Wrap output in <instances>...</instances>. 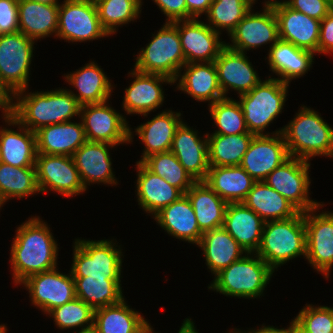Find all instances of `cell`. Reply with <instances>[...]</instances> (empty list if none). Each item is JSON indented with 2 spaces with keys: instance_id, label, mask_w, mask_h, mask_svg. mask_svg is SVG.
I'll return each instance as SVG.
<instances>
[{
  "instance_id": "cell-47",
  "label": "cell",
  "mask_w": 333,
  "mask_h": 333,
  "mask_svg": "<svg viewBox=\"0 0 333 333\" xmlns=\"http://www.w3.org/2000/svg\"><path fill=\"white\" fill-rule=\"evenodd\" d=\"M300 333H333V307L305 304L293 318Z\"/></svg>"
},
{
  "instance_id": "cell-28",
  "label": "cell",
  "mask_w": 333,
  "mask_h": 333,
  "mask_svg": "<svg viewBox=\"0 0 333 333\" xmlns=\"http://www.w3.org/2000/svg\"><path fill=\"white\" fill-rule=\"evenodd\" d=\"M135 194L140 208L153 217L162 208L175 202L184 193L170 185L164 178L149 171L141 162H136Z\"/></svg>"
},
{
  "instance_id": "cell-34",
  "label": "cell",
  "mask_w": 333,
  "mask_h": 333,
  "mask_svg": "<svg viewBox=\"0 0 333 333\" xmlns=\"http://www.w3.org/2000/svg\"><path fill=\"white\" fill-rule=\"evenodd\" d=\"M19 32L34 41L54 35L58 29L59 5L18 0Z\"/></svg>"
},
{
  "instance_id": "cell-50",
  "label": "cell",
  "mask_w": 333,
  "mask_h": 333,
  "mask_svg": "<svg viewBox=\"0 0 333 333\" xmlns=\"http://www.w3.org/2000/svg\"><path fill=\"white\" fill-rule=\"evenodd\" d=\"M166 16L165 22L188 20L186 0H152Z\"/></svg>"
},
{
  "instance_id": "cell-15",
  "label": "cell",
  "mask_w": 333,
  "mask_h": 333,
  "mask_svg": "<svg viewBox=\"0 0 333 333\" xmlns=\"http://www.w3.org/2000/svg\"><path fill=\"white\" fill-rule=\"evenodd\" d=\"M261 10L255 12L252 8L237 24L228 35L231 43L226 42V46L229 49L247 54V51L267 44L269 50L279 40L278 21L273 7L263 6Z\"/></svg>"
},
{
  "instance_id": "cell-52",
  "label": "cell",
  "mask_w": 333,
  "mask_h": 333,
  "mask_svg": "<svg viewBox=\"0 0 333 333\" xmlns=\"http://www.w3.org/2000/svg\"><path fill=\"white\" fill-rule=\"evenodd\" d=\"M15 94L8 88V86L0 78V111L1 118L11 116L14 110Z\"/></svg>"
},
{
  "instance_id": "cell-63",
  "label": "cell",
  "mask_w": 333,
  "mask_h": 333,
  "mask_svg": "<svg viewBox=\"0 0 333 333\" xmlns=\"http://www.w3.org/2000/svg\"><path fill=\"white\" fill-rule=\"evenodd\" d=\"M3 206H4L3 203L0 201V210Z\"/></svg>"
},
{
  "instance_id": "cell-62",
  "label": "cell",
  "mask_w": 333,
  "mask_h": 333,
  "mask_svg": "<svg viewBox=\"0 0 333 333\" xmlns=\"http://www.w3.org/2000/svg\"><path fill=\"white\" fill-rule=\"evenodd\" d=\"M247 2H249L253 7L256 4V0H246Z\"/></svg>"
},
{
  "instance_id": "cell-54",
  "label": "cell",
  "mask_w": 333,
  "mask_h": 333,
  "mask_svg": "<svg viewBox=\"0 0 333 333\" xmlns=\"http://www.w3.org/2000/svg\"><path fill=\"white\" fill-rule=\"evenodd\" d=\"M297 326L294 322V320L292 319L291 322L289 323V326L285 327V328H278L275 326H270V325H265L262 324L261 327H257L256 328H250L249 330H244V333H296L297 331Z\"/></svg>"
},
{
  "instance_id": "cell-20",
  "label": "cell",
  "mask_w": 333,
  "mask_h": 333,
  "mask_svg": "<svg viewBox=\"0 0 333 333\" xmlns=\"http://www.w3.org/2000/svg\"><path fill=\"white\" fill-rule=\"evenodd\" d=\"M116 145L86 141L73 154L81 182L86 190L93 184L113 186L119 184L113 171L110 148Z\"/></svg>"
},
{
  "instance_id": "cell-16",
  "label": "cell",
  "mask_w": 333,
  "mask_h": 333,
  "mask_svg": "<svg viewBox=\"0 0 333 333\" xmlns=\"http://www.w3.org/2000/svg\"><path fill=\"white\" fill-rule=\"evenodd\" d=\"M20 285L28 291L31 304L46 313V316L52 309L76 297L75 282L70 270L65 274L58 267L32 275Z\"/></svg>"
},
{
  "instance_id": "cell-27",
  "label": "cell",
  "mask_w": 333,
  "mask_h": 333,
  "mask_svg": "<svg viewBox=\"0 0 333 333\" xmlns=\"http://www.w3.org/2000/svg\"><path fill=\"white\" fill-rule=\"evenodd\" d=\"M64 80L71 86L69 88L76 90L75 93L74 90L67 89L81 106L110 100L114 93L115 85L112 84V80L94 60L88 61L76 71L64 74Z\"/></svg>"
},
{
  "instance_id": "cell-45",
  "label": "cell",
  "mask_w": 333,
  "mask_h": 333,
  "mask_svg": "<svg viewBox=\"0 0 333 333\" xmlns=\"http://www.w3.org/2000/svg\"><path fill=\"white\" fill-rule=\"evenodd\" d=\"M215 128L211 134L235 135L248 133L243 110L238 100L231 96L208 105Z\"/></svg>"
},
{
  "instance_id": "cell-13",
  "label": "cell",
  "mask_w": 333,
  "mask_h": 333,
  "mask_svg": "<svg viewBox=\"0 0 333 333\" xmlns=\"http://www.w3.org/2000/svg\"><path fill=\"white\" fill-rule=\"evenodd\" d=\"M86 104L80 108V119L83 123L87 141L116 145L129 144L130 126L122 113L109 103Z\"/></svg>"
},
{
  "instance_id": "cell-59",
  "label": "cell",
  "mask_w": 333,
  "mask_h": 333,
  "mask_svg": "<svg viewBox=\"0 0 333 333\" xmlns=\"http://www.w3.org/2000/svg\"><path fill=\"white\" fill-rule=\"evenodd\" d=\"M72 333H96L94 328L86 329V330H80V331H74Z\"/></svg>"
},
{
  "instance_id": "cell-22",
  "label": "cell",
  "mask_w": 333,
  "mask_h": 333,
  "mask_svg": "<svg viewBox=\"0 0 333 333\" xmlns=\"http://www.w3.org/2000/svg\"><path fill=\"white\" fill-rule=\"evenodd\" d=\"M199 133L183 120L175 132L170 148L196 182L205 181L210 168L207 133L203 137Z\"/></svg>"
},
{
  "instance_id": "cell-23",
  "label": "cell",
  "mask_w": 333,
  "mask_h": 333,
  "mask_svg": "<svg viewBox=\"0 0 333 333\" xmlns=\"http://www.w3.org/2000/svg\"><path fill=\"white\" fill-rule=\"evenodd\" d=\"M3 121L6 127L0 126V162L17 167H35L36 133L24 127L12 115L4 117ZM12 126L17 129H12Z\"/></svg>"
},
{
  "instance_id": "cell-10",
  "label": "cell",
  "mask_w": 333,
  "mask_h": 333,
  "mask_svg": "<svg viewBox=\"0 0 333 333\" xmlns=\"http://www.w3.org/2000/svg\"><path fill=\"white\" fill-rule=\"evenodd\" d=\"M324 206L322 202L304 212L306 261L316 273L328 280L333 270V211H319Z\"/></svg>"
},
{
  "instance_id": "cell-41",
  "label": "cell",
  "mask_w": 333,
  "mask_h": 333,
  "mask_svg": "<svg viewBox=\"0 0 333 333\" xmlns=\"http://www.w3.org/2000/svg\"><path fill=\"white\" fill-rule=\"evenodd\" d=\"M40 194L36 167H17L0 162V201L5 205L13 199Z\"/></svg>"
},
{
  "instance_id": "cell-8",
  "label": "cell",
  "mask_w": 333,
  "mask_h": 333,
  "mask_svg": "<svg viewBox=\"0 0 333 333\" xmlns=\"http://www.w3.org/2000/svg\"><path fill=\"white\" fill-rule=\"evenodd\" d=\"M117 240L76 238L70 272L73 277L122 279L124 253Z\"/></svg>"
},
{
  "instance_id": "cell-48",
  "label": "cell",
  "mask_w": 333,
  "mask_h": 333,
  "mask_svg": "<svg viewBox=\"0 0 333 333\" xmlns=\"http://www.w3.org/2000/svg\"><path fill=\"white\" fill-rule=\"evenodd\" d=\"M285 4L295 11L319 21L333 10V3L330 0H286Z\"/></svg>"
},
{
  "instance_id": "cell-24",
  "label": "cell",
  "mask_w": 333,
  "mask_h": 333,
  "mask_svg": "<svg viewBox=\"0 0 333 333\" xmlns=\"http://www.w3.org/2000/svg\"><path fill=\"white\" fill-rule=\"evenodd\" d=\"M181 115L180 111H172L170 108L157 113L151 120L141 123L134 128V131L132 127L130 128L129 144L134 141V132L138 135L141 144H144L141 158L136 162H142L152 154L170 151L175 132L183 122Z\"/></svg>"
},
{
  "instance_id": "cell-36",
  "label": "cell",
  "mask_w": 333,
  "mask_h": 333,
  "mask_svg": "<svg viewBox=\"0 0 333 333\" xmlns=\"http://www.w3.org/2000/svg\"><path fill=\"white\" fill-rule=\"evenodd\" d=\"M185 194L192 204L198 226L203 233L223 226L228 203L205 181H197Z\"/></svg>"
},
{
  "instance_id": "cell-9",
  "label": "cell",
  "mask_w": 333,
  "mask_h": 333,
  "mask_svg": "<svg viewBox=\"0 0 333 333\" xmlns=\"http://www.w3.org/2000/svg\"><path fill=\"white\" fill-rule=\"evenodd\" d=\"M62 2L59 5L56 38L77 44L110 36L100 23L95 1L63 0Z\"/></svg>"
},
{
  "instance_id": "cell-49",
  "label": "cell",
  "mask_w": 333,
  "mask_h": 333,
  "mask_svg": "<svg viewBox=\"0 0 333 333\" xmlns=\"http://www.w3.org/2000/svg\"><path fill=\"white\" fill-rule=\"evenodd\" d=\"M18 0H0V35L19 31Z\"/></svg>"
},
{
  "instance_id": "cell-33",
  "label": "cell",
  "mask_w": 333,
  "mask_h": 333,
  "mask_svg": "<svg viewBox=\"0 0 333 333\" xmlns=\"http://www.w3.org/2000/svg\"><path fill=\"white\" fill-rule=\"evenodd\" d=\"M197 247L202 249L207 269L214 276L247 254L223 227L204 232Z\"/></svg>"
},
{
  "instance_id": "cell-43",
  "label": "cell",
  "mask_w": 333,
  "mask_h": 333,
  "mask_svg": "<svg viewBox=\"0 0 333 333\" xmlns=\"http://www.w3.org/2000/svg\"><path fill=\"white\" fill-rule=\"evenodd\" d=\"M141 163L184 194L196 183L171 151L152 154Z\"/></svg>"
},
{
  "instance_id": "cell-55",
  "label": "cell",
  "mask_w": 333,
  "mask_h": 333,
  "mask_svg": "<svg viewBox=\"0 0 333 333\" xmlns=\"http://www.w3.org/2000/svg\"><path fill=\"white\" fill-rule=\"evenodd\" d=\"M194 322L195 321H193L190 317L185 318L182 326L178 330V333H199Z\"/></svg>"
},
{
  "instance_id": "cell-60",
  "label": "cell",
  "mask_w": 333,
  "mask_h": 333,
  "mask_svg": "<svg viewBox=\"0 0 333 333\" xmlns=\"http://www.w3.org/2000/svg\"><path fill=\"white\" fill-rule=\"evenodd\" d=\"M8 328L5 324H0V333H7Z\"/></svg>"
},
{
  "instance_id": "cell-5",
  "label": "cell",
  "mask_w": 333,
  "mask_h": 333,
  "mask_svg": "<svg viewBox=\"0 0 333 333\" xmlns=\"http://www.w3.org/2000/svg\"><path fill=\"white\" fill-rule=\"evenodd\" d=\"M273 275L274 271L256 253H247L213 276L208 289L231 298L260 299Z\"/></svg>"
},
{
  "instance_id": "cell-35",
  "label": "cell",
  "mask_w": 333,
  "mask_h": 333,
  "mask_svg": "<svg viewBox=\"0 0 333 333\" xmlns=\"http://www.w3.org/2000/svg\"><path fill=\"white\" fill-rule=\"evenodd\" d=\"M205 182L229 204L242 203L256 181L238 165L210 166Z\"/></svg>"
},
{
  "instance_id": "cell-14",
  "label": "cell",
  "mask_w": 333,
  "mask_h": 333,
  "mask_svg": "<svg viewBox=\"0 0 333 333\" xmlns=\"http://www.w3.org/2000/svg\"><path fill=\"white\" fill-rule=\"evenodd\" d=\"M35 167L38 188L42 194L52 191L73 198L87 192L71 156L37 153Z\"/></svg>"
},
{
  "instance_id": "cell-38",
  "label": "cell",
  "mask_w": 333,
  "mask_h": 333,
  "mask_svg": "<svg viewBox=\"0 0 333 333\" xmlns=\"http://www.w3.org/2000/svg\"><path fill=\"white\" fill-rule=\"evenodd\" d=\"M146 322L123 298L118 304L95 309L93 328L96 333H137Z\"/></svg>"
},
{
  "instance_id": "cell-2",
  "label": "cell",
  "mask_w": 333,
  "mask_h": 333,
  "mask_svg": "<svg viewBox=\"0 0 333 333\" xmlns=\"http://www.w3.org/2000/svg\"><path fill=\"white\" fill-rule=\"evenodd\" d=\"M27 90V91H26ZM81 105L67 88L34 91L23 89L15 93L12 116L24 127L36 132L42 127L74 121L80 117Z\"/></svg>"
},
{
  "instance_id": "cell-3",
  "label": "cell",
  "mask_w": 333,
  "mask_h": 333,
  "mask_svg": "<svg viewBox=\"0 0 333 333\" xmlns=\"http://www.w3.org/2000/svg\"><path fill=\"white\" fill-rule=\"evenodd\" d=\"M282 130L290 157L311 161L325 156L333 159V127L318 111L304 104Z\"/></svg>"
},
{
  "instance_id": "cell-51",
  "label": "cell",
  "mask_w": 333,
  "mask_h": 333,
  "mask_svg": "<svg viewBox=\"0 0 333 333\" xmlns=\"http://www.w3.org/2000/svg\"><path fill=\"white\" fill-rule=\"evenodd\" d=\"M333 53V10L320 21L318 54Z\"/></svg>"
},
{
  "instance_id": "cell-32",
  "label": "cell",
  "mask_w": 333,
  "mask_h": 333,
  "mask_svg": "<svg viewBox=\"0 0 333 333\" xmlns=\"http://www.w3.org/2000/svg\"><path fill=\"white\" fill-rule=\"evenodd\" d=\"M37 153L73 156L87 140L81 119L45 126L36 132Z\"/></svg>"
},
{
  "instance_id": "cell-17",
  "label": "cell",
  "mask_w": 333,
  "mask_h": 333,
  "mask_svg": "<svg viewBox=\"0 0 333 333\" xmlns=\"http://www.w3.org/2000/svg\"><path fill=\"white\" fill-rule=\"evenodd\" d=\"M127 75L134 80L124 91L121 107L126 115L138 114V116L147 117L150 112L163 106L166 98L163 85H176L166 76L140 72L135 68L131 69Z\"/></svg>"
},
{
  "instance_id": "cell-40",
  "label": "cell",
  "mask_w": 333,
  "mask_h": 333,
  "mask_svg": "<svg viewBox=\"0 0 333 333\" xmlns=\"http://www.w3.org/2000/svg\"><path fill=\"white\" fill-rule=\"evenodd\" d=\"M254 134H210L207 132L210 166L240 165Z\"/></svg>"
},
{
  "instance_id": "cell-11",
  "label": "cell",
  "mask_w": 333,
  "mask_h": 333,
  "mask_svg": "<svg viewBox=\"0 0 333 333\" xmlns=\"http://www.w3.org/2000/svg\"><path fill=\"white\" fill-rule=\"evenodd\" d=\"M311 162L289 157L274 169L264 182L287 199L300 212H307L322 202L310 198Z\"/></svg>"
},
{
  "instance_id": "cell-6",
  "label": "cell",
  "mask_w": 333,
  "mask_h": 333,
  "mask_svg": "<svg viewBox=\"0 0 333 333\" xmlns=\"http://www.w3.org/2000/svg\"><path fill=\"white\" fill-rule=\"evenodd\" d=\"M268 77V78H267ZM251 91L239 95L238 102L243 110L248 131L254 135H272L282 133L283 128L268 132L267 127L276 121L288 99L289 84L276 77L267 76Z\"/></svg>"
},
{
  "instance_id": "cell-58",
  "label": "cell",
  "mask_w": 333,
  "mask_h": 333,
  "mask_svg": "<svg viewBox=\"0 0 333 333\" xmlns=\"http://www.w3.org/2000/svg\"><path fill=\"white\" fill-rule=\"evenodd\" d=\"M29 1H34V2H39V3H44V4H49V5H60V0H29Z\"/></svg>"
},
{
  "instance_id": "cell-4",
  "label": "cell",
  "mask_w": 333,
  "mask_h": 333,
  "mask_svg": "<svg viewBox=\"0 0 333 333\" xmlns=\"http://www.w3.org/2000/svg\"><path fill=\"white\" fill-rule=\"evenodd\" d=\"M256 254L274 272L297 257L306 259L304 212L286 220L266 221Z\"/></svg>"
},
{
  "instance_id": "cell-30",
  "label": "cell",
  "mask_w": 333,
  "mask_h": 333,
  "mask_svg": "<svg viewBox=\"0 0 333 333\" xmlns=\"http://www.w3.org/2000/svg\"><path fill=\"white\" fill-rule=\"evenodd\" d=\"M169 236L197 245L202 238L192 204L186 194L152 217Z\"/></svg>"
},
{
  "instance_id": "cell-53",
  "label": "cell",
  "mask_w": 333,
  "mask_h": 333,
  "mask_svg": "<svg viewBox=\"0 0 333 333\" xmlns=\"http://www.w3.org/2000/svg\"><path fill=\"white\" fill-rule=\"evenodd\" d=\"M214 0H186L188 10V20L200 19L206 14Z\"/></svg>"
},
{
  "instance_id": "cell-61",
  "label": "cell",
  "mask_w": 333,
  "mask_h": 333,
  "mask_svg": "<svg viewBox=\"0 0 333 333\" xmlns=\"http://www.w3.org/2000/svg\"><path fill=\"white\" fill-rule=\"evenodd\" d=\"M226 333H244V332L241 329L234 328V330L230 329L229 332H226Z\"/></svg>"
},
{
  "instance_id": "cell-31",
  "label": "cell",
  "mask_w": 333,
  "mask_h": 333,
  "mask_svg": "<svg viewBox=\"0 0 333 333\" xmlns=\"http://www.w3.org/2000/svg\"><path fill=\"white\" fill-rule=\"evenodd\" d=\"M265 221L243 203L227 204L223 228L246 253H256L260 246Z\"/></svg>"
},
{
  "instance_id": "cell-26",
  "label": "cell",
  "mask_w": 333,
  "mask_h": 333,
  "mask_svg": "<svg viewBox=\"0 0 333 333\" xmlns=\"http://www.w3.org/2000/svg\"><path fill=\"white\" fill-rule=\"evenodd\" d=\"M176 90L186 93L197 102L210 105L224 98L218 83L214 62H194L185 64L174 84Z\"/></svg>"
},
{
  "instance_id": "cell-7",
  "label": "cell",
  "mask_w": 333,
  "mask_h": 333,
  "mask_svg": "<svg viewBox=\"0 0 333 333\" xmlns=\"http://www.w3.org/2000/svg\"><path fill=\"white\" fill-rule=\"evenodd\" d=\"M156 33H151L150 42L134 57L133 68L137 71L159 74L175 81L185 65V56L176 22H165Z\"/></svg>"
},
{
  "instance_id": "cell-25",
  "label": "cell",
  "mask_w": 333,
  "mask_h": 333,
  "mask_svg": "<svg viewBox=\"0 0 333 333\" xmlns=\"http://www.w3.org/2000/svg\"><path fill=\"white\" fill-rule=\"evenodd\" d=\"M272 7L278 21L279 39L317 55L320 21L291 9L285 3Z\"/></svg>"
},
{
  "instance_id": "cell-56",
  "label": "cell",
  "mask_w": 333,
  "mask_h": 333,
  "mask_svg": "<svg viewBox=\"0 0 333 333\" xmlns=\"http://www.w3.org/2000/svg\"><path fill=\"white\" fill-rule=\"evenodd\" d=\"M152 327L153 326H151V323L147 321L137 333H157L154 331V328Z\"/></svg>"
},
{
  "instance_id": "cell-21",
  "label": "cell",
  "mask_w": 333,
  "mask_h": 333,
  "mask_svg": "<svg viewBox=\"0 0 333 333\" xmlns=\"http://www.w3.org/2000/svg\"><path fill=\"white\" fill-rule=\"evenodd\" d=\"M214 64L224 98H229V91L237 92L238 96L247 93L261 81L246 53L234 51L227 46L220 51Z\"/></svg>"
},
{
  "instance_id": "cell-18",
  "label": "cell",
  "mask_w": 333,
  "mask_h": 333,
  "mask_svg": "<svg viewBox=\"0 0 333 333\" xmlns=\"http://www.w3.org/2000/svg\"><path fill=\"white\" fill-rule=\"evenodd\" d=\"M178 34L185 64L194 62H214L226 46L222 34L214 31L200 19L177 21Z\"/></svg>"
},
{
  "instance_id": "cell-12",
  "label": "cell",
  "mask_w": 333,
  "mask_h": 333,
  "mask_svg": "<svg viewBox=\"0 0 333 333\" xmlns=\"http://www.w3.org/2000/svg\"><path fill=\"white\" fill-rule=\"evenodd\" d=\"M35 42L19 31L0 35V78L14 94L30 86Z\"/></svg>"
},
{
  "instance_id": "cell-1",
  "label": "cell",
  "mask_w": 333,
  "mask_h": 333,
  "mask_svg": "<svg viewBox=\"0 0 333 333\" xmlns=\"http://www.w3.org/2000/svg\"><path fill=\"white\" fill-rule=\"evenodd\" d=\"M15 230L10 247V268L14 285L28 277L58 267V243L50 225L40 216L29 217Z\"/></svg>"
},
{
  "instance_id": "cell-42",
  "label": "cell",
  "mask_w": 333,
  "mask_h": 333,
  "mask_svg": "<svg viewBox=\"0 0 333 333\" xmlns=\"http://www.w3.org/2000/svg\"><path fill=\"white\" fill-rule=\"evenodd\" d=\"M99 20L107 33L113 36L118 28L139 19L143 0H96Z\"/></svg>"
},
{
  "instance_id": "cell-46",
  "label": "cell",
  "mask_w": 333,
  "mask_h": 333,
  "mask_svg": "<svg viewBox=\"0 0 333 333\" xmlns=\"http://www.w3.org/2000/svg\"><path fill=\"white\" fill-rule=\"evenodd\" d=\"M94 309L84 301L75 297L62 306L52 309L47 315L61 330H86L94 326ZM78 328V329H77Z\"/></svg>"
},
{
  "instance_id": "cell-29",
  "label": "cell",
  "mask_w": 333,
  "mask_h": 333,
  "mask_svg": "<svg viewBox=\"0 0 333 333\" xmlns=\"http://www.w3.org/2000/svg\"><path fill=\"white\" fill-rule=\"evenodd\" d=\"M266 55L269 71L277 75V79L290 85L292 80L301 78L310 71L316 54L279 39Z\"/></svg>"
},
{
  "instance_id": "cell-57",
  "label": "cell",
  "mask_w": 333,
  "mask_h": 333,
  "mask_svg": "<svg viewBox=\"0 0 333 333\" xmlns=\"http://www.w3.org/2000/svg\"><path fill=\"white\" fill-rule=\"evenodd\" d=\"M286 0H264L263 6H268V7H272L274 5L277 4H281V3H285ZM256 2H258V0H256Z\"/></svg>"
},
{
  "instance_id": "cell-37",
  "label": "cell",
  "mask_w": 333,
  "mask_h": 333,
  "mask_svg": "<svg viewBox=\"0 0 333 333\" xmlns=\"http://www.w3.org/2000/svg\"><path fill=\"white\" fill-rule=\"evenodd\" d=\"M242 203L257 213L265 222L286 220L300 212L264 181L255 182Z\"/></svg>"
},
{
  "instance_id": "cell-39",
  "label": "cell",
  "mask_w": 333,
  "mask_h": 333,
  "mask_svg": "<svg viewBox=\"0 0 333 333\" xmlns=\"http://www.w3.org/2000/svg\"><path fill=\"white\" fill-rule=\"evenodd\" d=\"M76 297L94 310L118 304L125 296L121 279L73 277Z\"/></svg>"
},
{
  "instance_id": "cell-19",
  "label": "cell",
  "mask_w": 333,
  "mask_h": 333,
  "mask_svg": "<svg viewBox=\"0 0 333 333\" xmlns=\"http://www.w3.org/2000/svg\"><path fill=\"white\" fill-rule=\"evenodd\" d=\"M282 133L254 135L240 166L256 181L266 177L289 158Z\"/></svg>"
},
{
  "instance_id": "cell-44",
  "label": "cell",
  "mask_w": 333,
  "mask_h": 333,
  "mask_svg": "<svg viewBox=\"0 0 333 333\" xmlns=\"http://www.w3.org/2000/svg\"><path fill=\"white\" fill-rule=\"evenodd\" d=\"M252 8L246 0H214L204 16L214 31L229 35Z\"/></svg>"
}]
</instances>
